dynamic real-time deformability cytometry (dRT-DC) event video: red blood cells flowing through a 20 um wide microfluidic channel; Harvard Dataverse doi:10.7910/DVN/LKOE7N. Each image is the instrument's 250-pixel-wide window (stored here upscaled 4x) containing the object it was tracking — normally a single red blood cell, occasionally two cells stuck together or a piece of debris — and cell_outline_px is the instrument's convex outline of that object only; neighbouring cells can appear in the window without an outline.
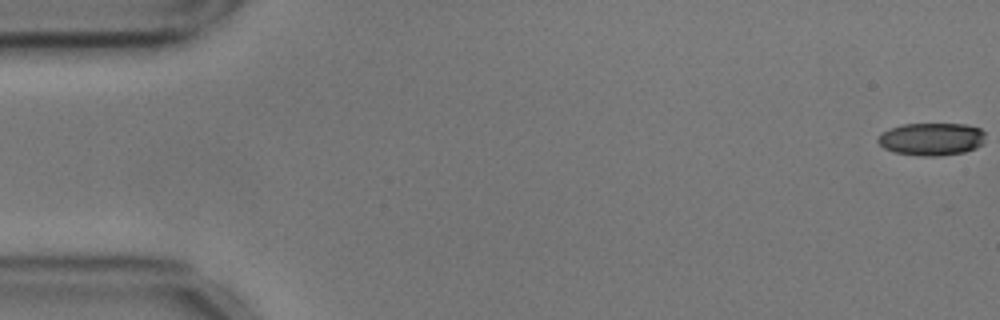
{"species": "common noctule bat (a hibernating species)", "species_latin": "Nyctalus noctula", "temperature_condition": "cold", "stored_images_in_passage": 17, "camera_frame_rate_fps": 3000, "um_per_image_px": 0.085, "animal": {"sex": "male", "body_mass_g": 17.9, "forearm_length_mm": 54.2}, "frame": {"image": 1, "passage_image": 1, "time_ms": 0.0, "image_size_px": [1000, 320], "cell_outline_px": [[984, 144], [976, 148], [964, 152], [940, 156], [924, 156], [896, 152], [884, 148], [876, 140], [888, 128], [904, 124], [964, 124], [980, 128], [984, 132]], "centroid_in_image_um": [79.21, 11.82], "position_along_channel_um": 5.8, "area_um2": 20.4}}
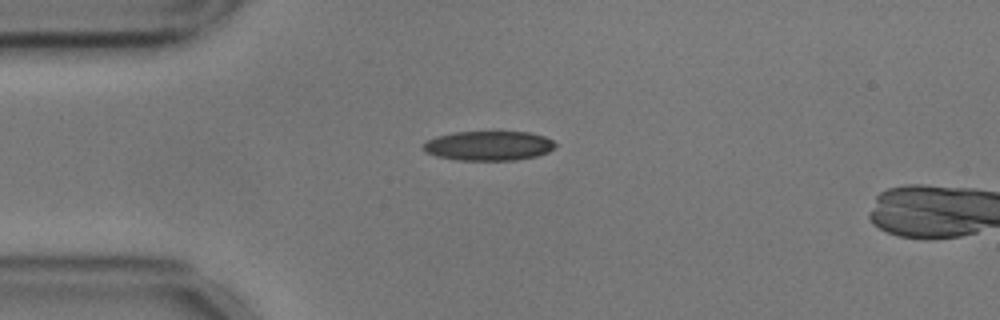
{"frame": {"image": 2, "passage_image": 14, "time_ms": 4.333, "image_size_px": [1000, 320], "cell_outline_px": [[556, 148], [548, 152], [536, 156], [516, 160], [456, 160], [436, 156], [424, 152], [424, 144], [428, 140], [436, 136], [452, 132], [528, 132], [544, 136], [552, 140], [556, 144]], "centroid_in_image_um": [41.54, 12.39], "position_along_channel_um": 43.5, "area_um2": 22.77}}